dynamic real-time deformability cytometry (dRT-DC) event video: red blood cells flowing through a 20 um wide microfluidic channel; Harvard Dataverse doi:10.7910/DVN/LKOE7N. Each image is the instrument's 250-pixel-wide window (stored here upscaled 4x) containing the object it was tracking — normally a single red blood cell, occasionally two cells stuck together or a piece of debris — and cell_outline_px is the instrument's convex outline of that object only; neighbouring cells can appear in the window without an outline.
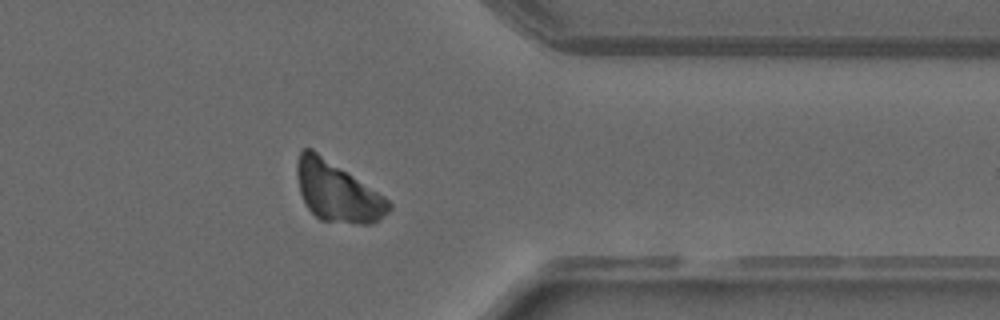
{"species": "common noctule bat (a hibernating species)", "species_latin": "Nyctalus noctula", "temperature_condition": "warm", "stored_images_in_passage": 43, "camera_frame_rate_fps": 3000, "um_per_image_px": 0.085, "animal": {"sex": "male", "forearm_length_mm": 52.5}, "frame": {"image": 1, "passage_image": 34, "time_ms": 11.0, "image_size_px": [1000, 320], "cell_outline_px": [[392, 208], [388, 212], [372, 224], [360, 224], [320, 220], [308, 208], [300, 192], [296, 176], [296, 160], [300, 152], [304, 148], [312, 148], [384, 196], [392, 204]], "centroid_in_image_um": [28.65, 16.29], "position_along_channel_um": 382.8, "area_um2": 31.85}}
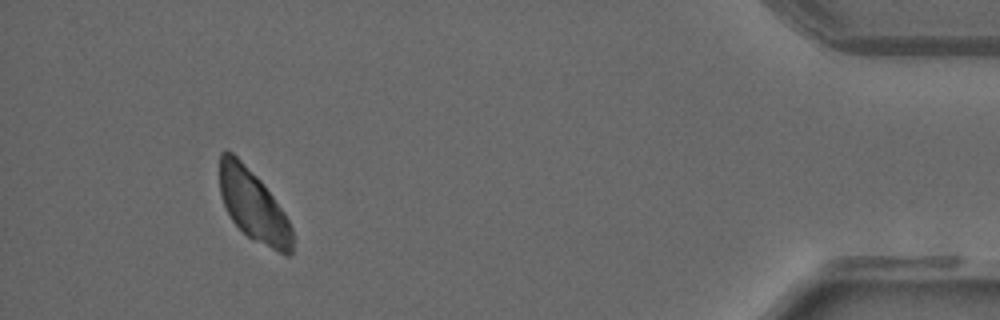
{"frame": {"image": 2, "passage_image": 40, "time_ms": 13.0, "image_size_px": [1000, 320], "cell_outline_px": [[292, 252], [288, 256], [248, 236], [232, 220], [220, 196], [220, 152], [232, 152], [264, 184], [284, 212], [292, 228]], "centroid_in_image_um": [21.53, 17.46], "position_along_channel_um": 413.7, "area_um2": 29.48}}